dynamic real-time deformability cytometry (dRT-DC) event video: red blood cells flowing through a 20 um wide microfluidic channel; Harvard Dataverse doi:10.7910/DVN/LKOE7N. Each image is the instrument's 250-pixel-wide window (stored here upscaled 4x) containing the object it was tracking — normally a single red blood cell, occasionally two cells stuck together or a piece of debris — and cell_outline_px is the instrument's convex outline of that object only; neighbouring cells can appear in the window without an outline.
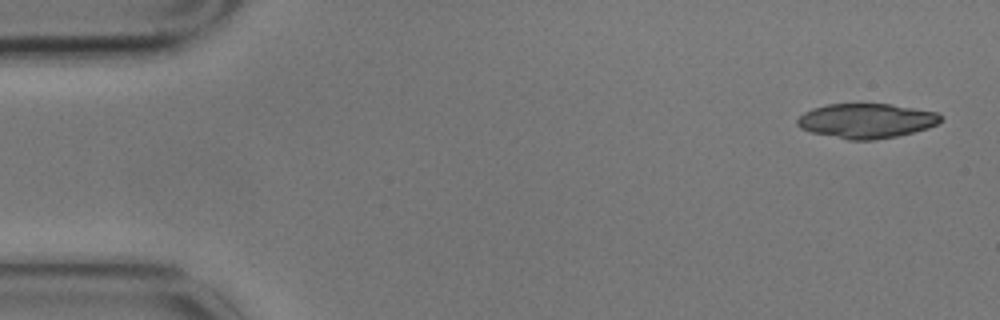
{"species": "common noctule bat (a hibernating species)", "species_latin": "Nyctalus noctula", "temperature_condition": "cold", "stored_images_in_passage": 6, "camera_frame_rate_fps": 3000, "um_per_image_px": 0.085, "animal": {"sex": "male", "body_mass_g": 17.9}, "frame": {"image": 1, "passage_image": 1, "time_ms": 0.0, "image_size_px": [1000, 320], "cell_outline_px": [[944, 120], [928, 128], [896, 136], [872, 140], [848, 140], [812, 132], [800, 128], [796, 124], [796, 120], [804, 112], [812, 108], [828, 104], [892, 104], [936, 112], [944, 116]], "centroid_in_image_um": [73.65, 10.26], "position_along_channel_um": 11.4, "area_um2": 29.02}}